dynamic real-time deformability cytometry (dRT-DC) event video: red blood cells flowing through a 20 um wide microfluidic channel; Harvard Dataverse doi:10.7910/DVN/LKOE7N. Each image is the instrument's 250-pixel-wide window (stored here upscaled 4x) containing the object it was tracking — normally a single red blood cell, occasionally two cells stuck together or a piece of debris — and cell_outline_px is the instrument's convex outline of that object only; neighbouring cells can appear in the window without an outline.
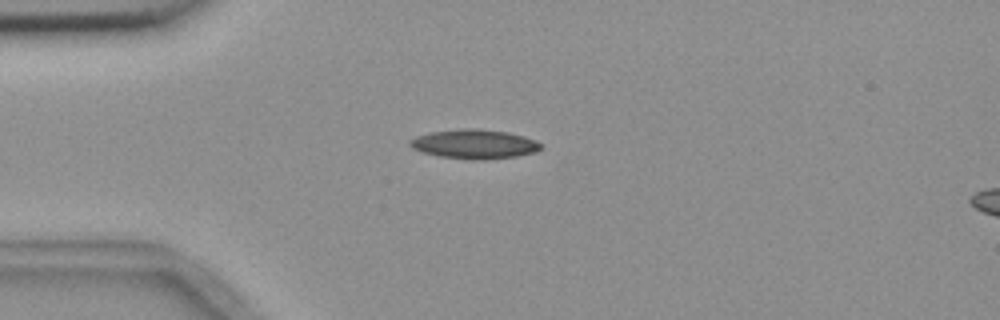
{"species": "common noctule bat (a hibernating species)", "species_latin": "Nyctalus noctula", "temperature_condition": "room temperature", "stored_images_in_passage": 8, "camera_frame_rate_fps": 3000, "um_per_image_px": 0.085, "animal": {"sex": "female", "body_mass_g": 18.4}, "frame": {"image": 1, "passage_image": 3, "time_ms": 3.333, "image_size_px": [1000, 320], "cell_outline_px": [[544, 148], [536, 152], [516, 156], [480, 160], [472, 160], [440, 156], [424, 152], [412, 148], [408, 144], [408, 140], [416, 136], [428, 132], [460, 128], [476, 128], [508, 132], [524, 136], [536, 140], [544, 144]], "centroid_in_image_um": [40.35, 12.23], "position_along_channel_um": 44.7, "area_um2": 22.66}}
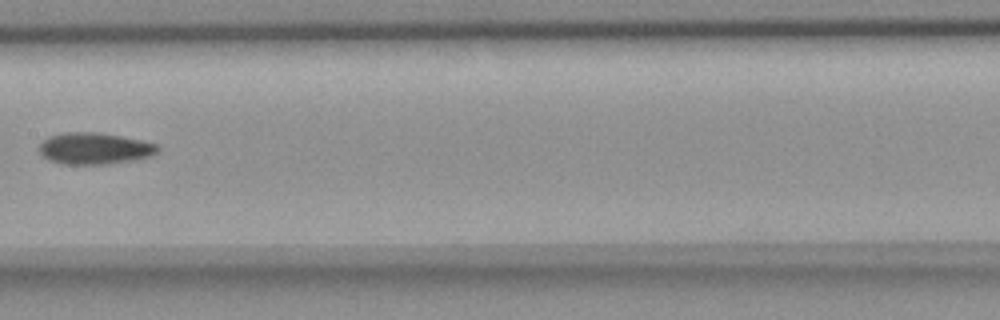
{"frame": {"image": 2, "passage_image": 7, "time_ms": 8.0, "image_size_px": [1000, 320], "cell_outline_px": [[160, 152], [152, 156], [132, 160], [108, 164], [60, 164], [48, 160], [40, 152], [40, 144], [48, 136], [64, 132], [96, 132], [120, 136], [140, 140], [156, 144], [160, 148]], "centroid_in_image_um": [8.04, 12.62], "position_along_channel_um": 199.4, "area_um2": 21.85}}
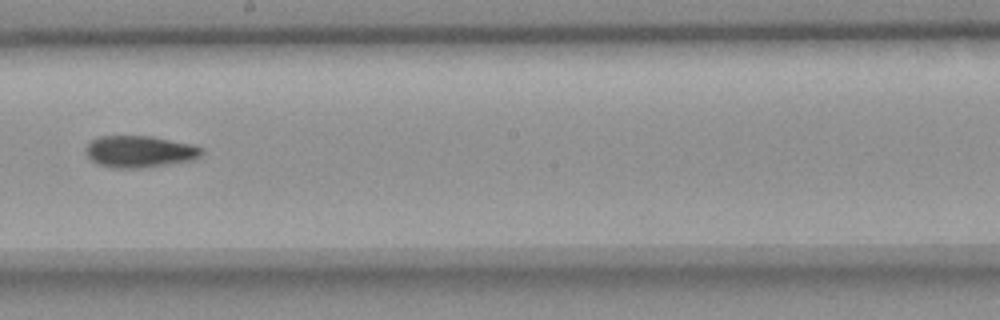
{"frame": {"image": 3, "passage_image": 8, "time_ms": 9.0, "image_size_px": [1000, 320], "cell_outline_px": [[204, 152], [200, 156], [192, 160], [140, 168], [112, 168], [96, 164], [88, 156], [88, 144], [92, 140], [100, 136], [152, 136], [192, 144], [204, 148]], "centroid_in_image_um": [11.9, 12.88], "position_along_channel_um": 236.3, "area_um2": 21.33}}